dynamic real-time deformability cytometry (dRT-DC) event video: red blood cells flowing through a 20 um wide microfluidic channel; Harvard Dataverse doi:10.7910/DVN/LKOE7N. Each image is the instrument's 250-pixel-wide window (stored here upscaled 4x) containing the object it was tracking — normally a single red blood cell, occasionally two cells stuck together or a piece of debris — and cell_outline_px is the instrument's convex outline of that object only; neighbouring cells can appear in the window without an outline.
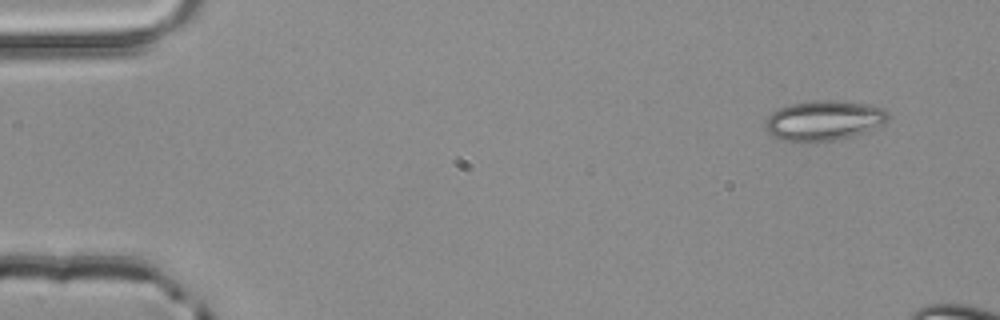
{"species": "common noctule bat (a hibernating species)", "species_latin": "Nyctalus noctula", "temperature_condition": "room temperature", "stored_images_in_passage": 3, "camera_frame_rate_fps": 3000, "um_per_image_px": 0.085, "animal": {"sex": "male", "body_mass_g": 20.4}, "frame": {"image": 1, "passage_image": 1, "time_ms": 0.0, "image_size_px": [1000, 320], "cell_outline_px": [[888, 120], [884, 124], [864, 132], [852, 136], [836, 140], [800, 144], [784, 140], [772, 136], [764, 128], [764, 124], [768, 116], [772, 112], [788, 104], [812, 100], [836, 100], [868, 104], [884, 108], [888, 112]], "centroid_in_image_um": [70.0, 10.26], "position_along_channel_um": 15.0, "area_um2": 29.25}}